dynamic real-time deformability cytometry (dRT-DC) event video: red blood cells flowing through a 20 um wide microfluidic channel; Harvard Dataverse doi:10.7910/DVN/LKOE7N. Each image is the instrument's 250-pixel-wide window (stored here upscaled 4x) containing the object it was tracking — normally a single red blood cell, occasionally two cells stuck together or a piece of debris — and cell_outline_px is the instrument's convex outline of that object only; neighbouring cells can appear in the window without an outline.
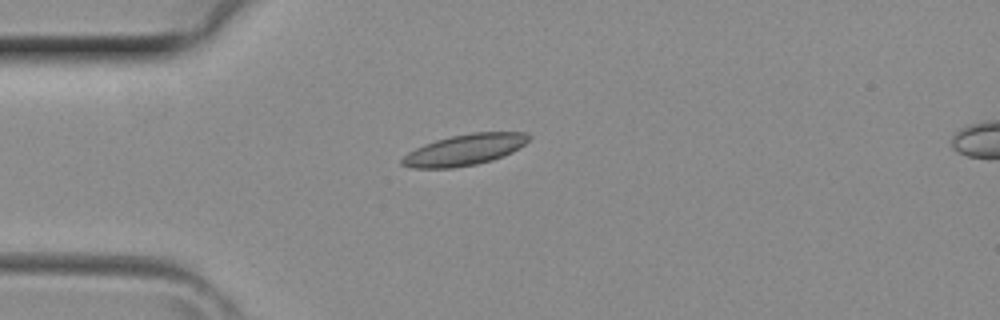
{"species": "common noctule bat (a hibernating species)", "species_latin": "Nyctalus noctula", "temperature_condition": "room temperature", "stored_images_in_passage": 1, "camera_frame_rate_fps": 3000, "um_per_image_px": 0.085, "animal": {"sex": "female", "body_mass_g": 29.2, "forearm_length_mm": 56.3}, "frame": {"image": 1, "passage_image": 1, "time_ms": 0.0, "image_size_px": [1000, 320], "cell_outline_px": [[532, 136], [520, 148], [512, 152], [492, 160], [476, 164], [452, 168], [412, 168], [400, 164], [400, 160], [408, 152], [424, 144], [436, 140], [452, 136], [472, 132], [528, 132]], "centroid_in_image_um": [39.5, 12.73], "position_along_channel_um": 45.5, "area_um2": 22.95}}